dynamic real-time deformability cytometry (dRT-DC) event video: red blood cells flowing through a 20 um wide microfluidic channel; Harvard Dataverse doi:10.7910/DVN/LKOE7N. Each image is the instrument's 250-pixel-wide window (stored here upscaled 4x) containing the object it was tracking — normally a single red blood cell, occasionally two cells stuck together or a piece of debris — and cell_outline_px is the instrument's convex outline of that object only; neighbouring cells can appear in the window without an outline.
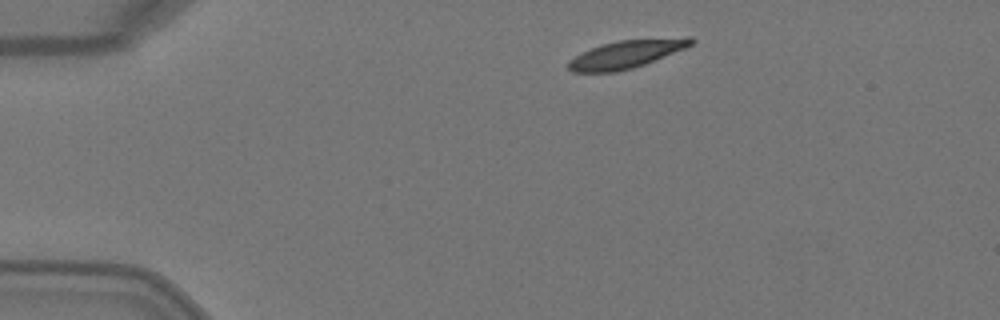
{"species": "Egyptian fruit bat (a non-hibernating species)", "species_latin": "Rousettus aegyptiacus", "temperature_condition": "warm", "stored_images_in_passage": 2, "camera_frame_rate_fps": 3000, "um_per_image_px": 0.085, "animal": {"sex": "female"}, "frame": {"image": 1, "passage_image": 1, "time_ms": 0.0, "image_size_px": [1000, 320], "cell_outline_px": [[696, 40], [692, 44], [684, 48], [644, 64], [632, 68], [616, 72], [572, 72], [568, 68], [568, 60], [592, 48], [604, 44], [620, 40], [688, 36], [692, 36]], "centroid_in_image_um": [53.28, 4.59], "position_along_channel_um": 31.7, "area_um2": 19.77}}